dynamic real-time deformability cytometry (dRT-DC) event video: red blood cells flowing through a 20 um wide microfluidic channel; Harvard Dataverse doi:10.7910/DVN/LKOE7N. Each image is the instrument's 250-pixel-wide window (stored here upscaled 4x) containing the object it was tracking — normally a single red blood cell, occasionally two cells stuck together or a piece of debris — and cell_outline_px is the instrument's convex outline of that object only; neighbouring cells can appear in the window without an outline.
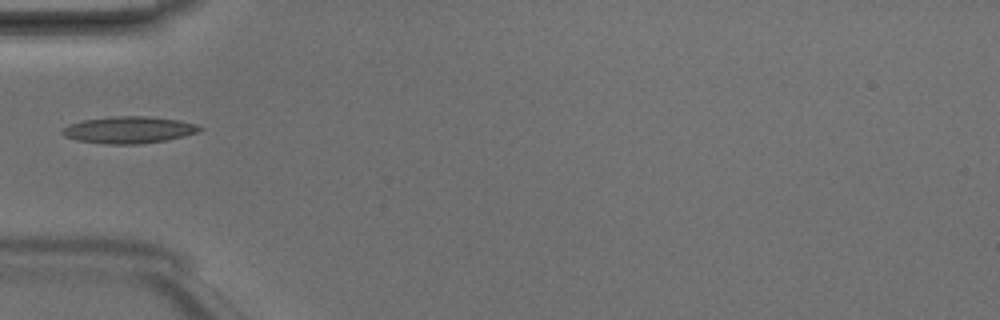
{"species": "Egyptian fruit bat (a non-hibernating species)", "species_latin": "Rousettus aegyptiacus", "temperature_condition": "room temperature", "stored_images_in_passage": 1, "camera_frame_rate_fps": 3000, "um_per_image_px": 0.085, "animal": {"sex": "male"}, "frame": {"image": 1, "passage_image": 1, "time_ms": 0.0, "image_size_px": [1000, 320], "cell_outline_px": [[204, 128], [196, 132], [184, 136], [164, 140], [140, 144], [104, 144], [76, 140], [64, 136], [60, 132], [60, 128], [68, 124], [84, 120], [112, 116], [148, 116], [180, 120], [196, 124]], "centroid_in_image_um": [10.9, 11.03], "position_along_channel_um": 74.1, "area_um2": 21.62}}